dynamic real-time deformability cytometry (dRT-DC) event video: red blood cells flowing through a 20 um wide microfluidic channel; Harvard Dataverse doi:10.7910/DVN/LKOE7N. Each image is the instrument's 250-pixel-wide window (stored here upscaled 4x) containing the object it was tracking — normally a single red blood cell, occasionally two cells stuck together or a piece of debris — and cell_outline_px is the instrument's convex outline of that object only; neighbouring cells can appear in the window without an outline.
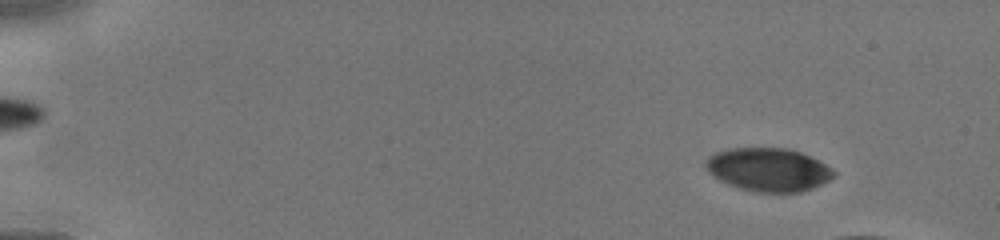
{"species": "human", "species_latin": "Homo sapiens", "temperature_condition": "cold", "stored_images_in_passage": 16, "camera_frame_rate_fps": 3000, "um_per_image_px": 0.085, "donor": {"sex": "male"}, "frame": {"image": 1, "passage_image": 5, "time_ms": 1.333, "image_size_px": [1000, 240], "cell_outline_px": [[836, 176], [812, 188], [800, 192], [756, 192], [740, 188], [728, 184], [712, 176], [708, 172], [704, 164], [704, 160], [708, 156], [716, 152], [728, 148], [788, 148], [800, 152], [832, 168], [836, 172]], "centroid_in_image_um": [65.27, 14.41], "position_along_channel_um": 19.7, "area_um2": 32.31}}
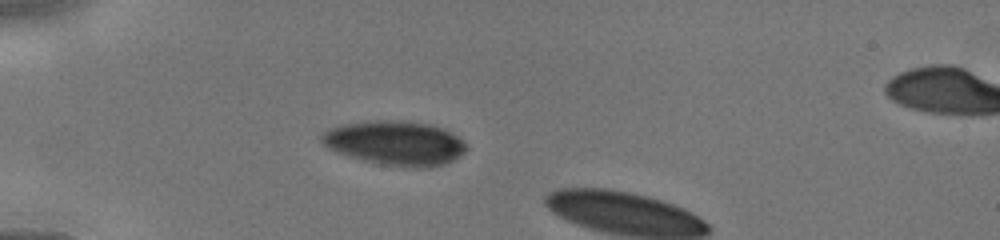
{"frame": {"image": 2, "passage_image": 14, "time_ms": 4.333, "image_size_px": [1000, 240], "cell_outline_px": [[468, 148], [460, 156], [444, 164], [428, 168], [412, 168], [380, 164], [348, 156], [328, 148], [320, 140], [320, 132], [340, 124], [376, 120], [400, 120], [432, 124], [444, 128], [464, 140]], "centroid_in_image_um": [33.6, 12.15], "position_along_channel_um": 51.4, "area_um2": 37.86}}